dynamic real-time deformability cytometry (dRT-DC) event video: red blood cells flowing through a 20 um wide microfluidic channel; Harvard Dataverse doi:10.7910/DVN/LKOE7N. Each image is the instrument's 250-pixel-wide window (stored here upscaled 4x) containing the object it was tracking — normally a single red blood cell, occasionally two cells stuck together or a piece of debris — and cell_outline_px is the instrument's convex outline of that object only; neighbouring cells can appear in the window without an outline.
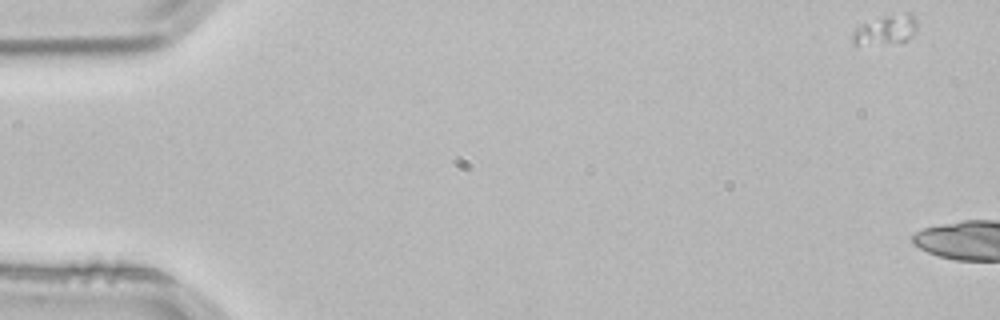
{"species": "common noctule bat (a hibernating species)", "species_latin": "Nyctalus noctula", "temperature_condition": "room temperature", "stored_images_in_passage": 8, "camera_frame_rate_fps": 3000, "um_per_image_px": 0.085, "animal": {"sex": "male", "body_mass_g": 21.5, "forearm_length_mm": 52.0}, "frame": {"image": 1, "passage_image": 1, "time_ms": 0.0, "image_size_px": [1000, 320], "cell_outline_px": [[916, 32], [908, 40], [900, 44], [852, 44], [852, 32], [860, 24], [880, 16], [904, 12], [912, 12], [916, 20]], "centroid_in_image_um": [75.31, 2.53], "position_along_channel_um": 9.7, "area_um2": 11.68}}